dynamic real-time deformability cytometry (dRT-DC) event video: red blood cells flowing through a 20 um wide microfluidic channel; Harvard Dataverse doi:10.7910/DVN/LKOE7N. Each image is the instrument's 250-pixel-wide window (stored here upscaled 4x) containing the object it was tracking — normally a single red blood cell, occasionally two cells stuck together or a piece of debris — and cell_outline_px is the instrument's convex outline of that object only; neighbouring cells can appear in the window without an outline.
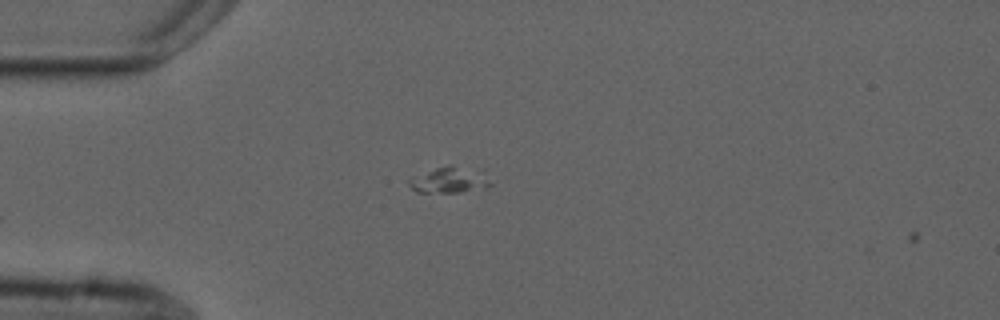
{"species": "common noctule bat (a hibernating species)", "species_latin": "Nyctalus noctula", "temperature_condition": "cold", "stored_images_in_passage": 4, "camera_frame_rate_fps": 3000, "um_per_image_px": 0.085, "animal": {"sex": "male", "forearm_length_mm": 52.5}, "frame": {"image": 1, "passage_image": 3, "time_ms": 0.667, "image_size_px": [1000, 320], "cell_outline_px": [[492, 184], [484, 188], [460, 192], [416, 192], [408, 184], [408, 180], [412, 176], [436, 168], [452, 164], [484, 168]], "centroid_in_image_um": [38.29, 15.26], "position_along_channel_um": 46.7, "area_um2": 12.89}}